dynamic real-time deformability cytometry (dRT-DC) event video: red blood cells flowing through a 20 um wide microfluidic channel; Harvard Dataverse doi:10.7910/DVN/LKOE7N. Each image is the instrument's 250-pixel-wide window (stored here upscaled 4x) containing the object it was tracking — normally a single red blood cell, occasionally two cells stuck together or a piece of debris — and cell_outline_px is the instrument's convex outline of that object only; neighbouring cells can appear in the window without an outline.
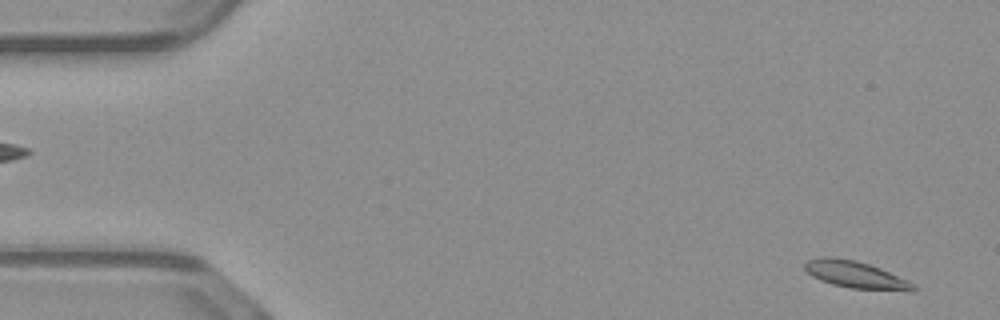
{"species": "common noctule bat (a hibernating species)", "species_latin": "Nyctalus noctula", "temperature_condition": "warm", "stored_images_in_passage": 10, "camera_frame_rate_fps": 3000, "um_per_image_px": 0.085, "animal": {"sex": "male", "body_mass_g": 23.1, "forearm_length_mm": 52.7}, "frame": {"image": 1, "passage_image": 2, "time_ms": 0.333, "image_size_px": [1000, 320], "cell_outline_px": [[920, 288], [912, 292], [852, 288], [832, 284], [820, 280], [812, 276], [804, 268], [804, 264], [808, 260], [820, 256], [832, 256], [856, 260], [880, 268], [908, 280]], "centroid_in_image_um": [72.77, 23.35], "position_along_channel_um": 12.2, "area_um2": 17.34}}